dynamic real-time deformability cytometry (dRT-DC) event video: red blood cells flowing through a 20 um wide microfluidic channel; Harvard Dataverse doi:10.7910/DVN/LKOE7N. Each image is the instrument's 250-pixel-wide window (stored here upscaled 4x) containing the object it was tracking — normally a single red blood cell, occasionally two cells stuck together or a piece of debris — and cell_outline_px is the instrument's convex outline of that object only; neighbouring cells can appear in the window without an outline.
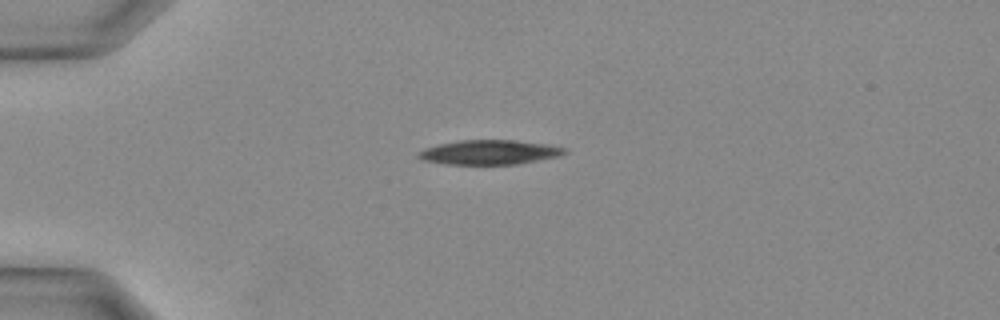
{"species": "Egyptian fruit bat (a non-hibernating species)", "species_latin": "Rousettus aegyptiacus", "temperature_condition": "warm", "stored_images_in_passage": 26, "camera_frame_rate_fps": 3000, "um_per_image_px": 0.085, "animal": {"sex": "female"}, "frame": {"image": 1, "passage_image": 1, "time_ms": 0.0, "image_size_px": [1000, 320], "cell_outline_px": [[568, 152], [560, 156], [516, 164], [448, 164], [424, 160], [416, 156], [424, 148], [440, 144], [460, 140], [516, 140], [548, 144], [564, 148]], "centroid_in_image_um": [41.63, 12.94], "position_along_channel_um": 43.4, "area_um2": 20.69}}
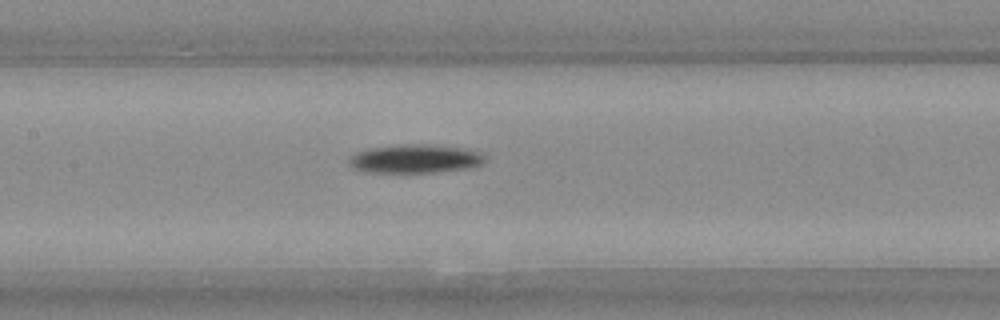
{"frame": {"image": 2, "passage_image": 9, "time_ms": 2.667, "image_size_px": [1000, 320], "cell_outline_px": [[484, 160], [480, 164], [468, 168], [432, 172], [372, 172], [352, 168], [348, 164], [348, 160], [352, 156], [360, 152], [372, 148], [412, 144], [428, 144], [460, 148], [480, 152], [484, 156]], "centroid_in_image_um": [35.29, 13.5], "position_along_channel_um": 172.1, "area_um2": 22.02}}
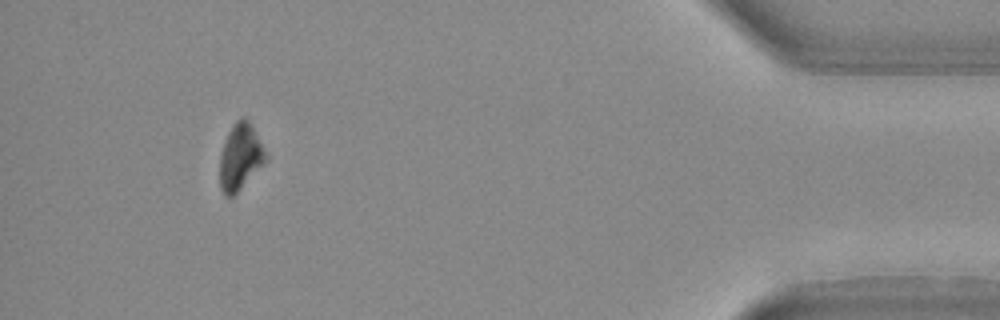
{"frame": {"image": 3, "passage_image": 24, "time_ms": 7.667, "image_size_px": [1000, 320], "cell_outline_px": [[268, 160], [232, 196], [224, 196], [220, 188], [220, 156], [228, 132], [236, 120], [244, 116], [252, 124], [268, 152]], "centroid_in_image_um": [20.46, 13.3], "position_along_channel_um": 414.7, "area_um2": 17.86}}